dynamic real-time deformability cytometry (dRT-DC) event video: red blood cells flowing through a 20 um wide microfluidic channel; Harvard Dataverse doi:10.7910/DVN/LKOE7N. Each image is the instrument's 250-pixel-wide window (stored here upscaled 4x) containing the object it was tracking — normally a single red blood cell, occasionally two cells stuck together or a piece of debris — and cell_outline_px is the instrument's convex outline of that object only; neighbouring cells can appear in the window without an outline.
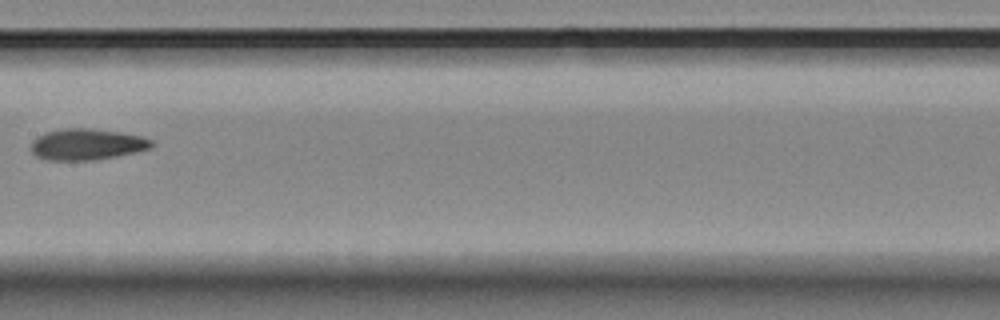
{"species": "Egyptian fruit bat (a non-hibernating species)", "species_latin": "Rousettus aegyptiacus", "temperature_condition": "room temperature", "stored_images_in_passage": 6, "camera_frame_rate_fps": 3000, "um_per_image_px": 0.085, "animal": {"sex": "female"}, "frame": {"image": 1, "passage_image": 6, "time_ms": 1.667, "image_size_px": [1000, 320], "cell_outline_px": [[156, 144], [152, 148], [136, 152], [116, 156], [92, 160], [44, 160], [36, 156], [32, 152], [32, 140], [44, 132], [64, 128], [88, 128], [120, 132], [144, 136], [152, 140]], "centroid_in_image_um": [7.41, 12.26], "position_along_channel_um": 200.0, "area_um2": 22.14}}